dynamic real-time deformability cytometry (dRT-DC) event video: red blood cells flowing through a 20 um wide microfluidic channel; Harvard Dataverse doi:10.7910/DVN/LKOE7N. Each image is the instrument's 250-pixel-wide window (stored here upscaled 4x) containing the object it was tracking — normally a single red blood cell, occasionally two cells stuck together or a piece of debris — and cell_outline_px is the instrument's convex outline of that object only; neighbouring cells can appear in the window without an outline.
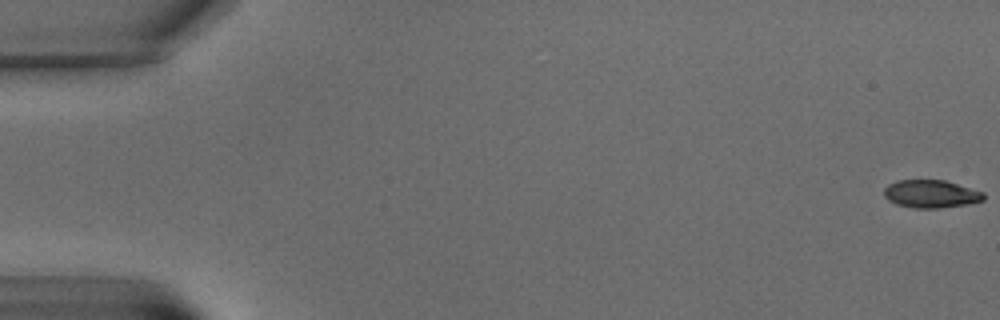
{"species": "common noctule bat (a hibernating species)", "species_latin": "Nyctalus noctula", "temperature_condition": "warm", "stored_images_in_passage": 5, "camera_frame_rate_fps": 3000, "um_per_image_px": 0.085, "animal": {"sex": "male", "body_mass_g": 15.6}, "frame": {"image": 1, "passage_image": 1, "time_ms": 0.0, "image_size_px": [1000, 320], "cell_outline_px": [[984, 200], [968, 204], [940, 208], [916, 208], [896, 204], [888, 200], [884, 196], [884, 188], [888, 184], [896, 180], [944, 180], [984, 192]], "centroid_in_image_um": [79.12, 16.48], "position_along_channel_um": 5.9, "area_um2": 16.18}}
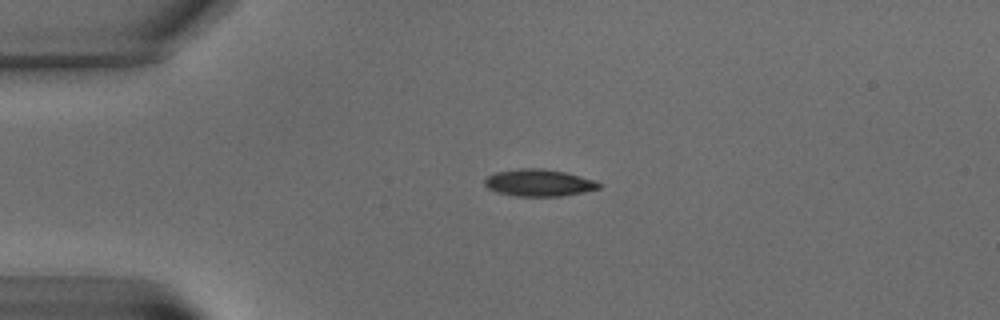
{"frame": {"image": 2, "passage_image": 5, "time_ms": 5.667, "image_size_px": [1000, 320], "cell_outline_px": [[604, 184], [600, 188], [584, 192], [560, 196], [516, 196], [496, 192], [488, 188], [484, 184], [484, 180], [488, 176], [496, 172], [520, 168], [544, 168], [564, 172], [596, 180]], "centroid_in_image_um": [45.83, 15.53], "position_along_channel_um": 39.2, "area_um2": 18.09}}